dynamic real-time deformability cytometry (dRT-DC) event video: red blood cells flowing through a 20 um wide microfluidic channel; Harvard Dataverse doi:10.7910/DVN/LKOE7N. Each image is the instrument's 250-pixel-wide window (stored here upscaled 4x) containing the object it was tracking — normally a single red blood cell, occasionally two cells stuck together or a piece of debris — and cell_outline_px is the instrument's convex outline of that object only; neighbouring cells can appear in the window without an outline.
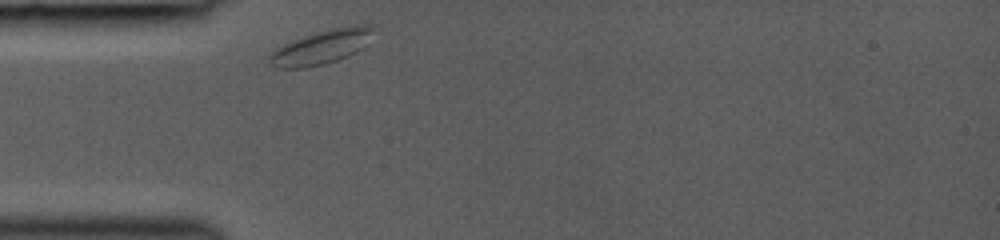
{"species": "common noctule bat (a hibernating species)", "species_latin": "Nyctalus noctula", "temperature_condition": "room temperature", "stored_images_in_passage": 39, "camera_frame_rate_fps": 3000, "um_per_image_px": 0.085, "animal": {"sex": "female", "body_mass_g": 19.0, "forearm_length_mm": 53.3}, "frame": {"image": 1, "passage_image": 1, "time_ms": 0.0, "image_size_px": [1000, 240], "cell_outline_px": [[376, 28], [368, 44], [364, 48], [348, 56], [324, 64], [304, 68], [276, 68], [268, 60], [268, 56], [276, 48], [292, 40], [328, 28], [348, 24], [364, 24]], "centroid_in_image_um": [27.39, 3.97], "position_along_channel_um": 57.6, "area_um2": 21.1}}
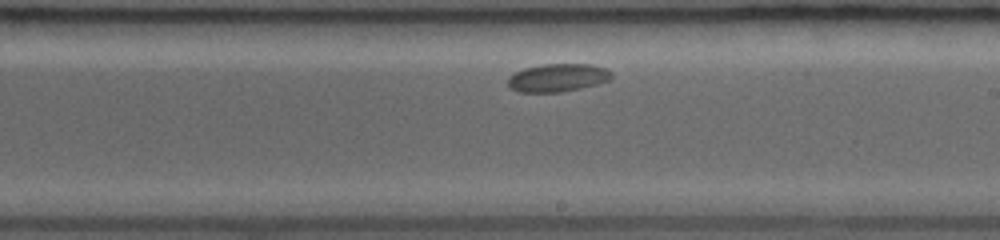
{"frame": {"image": 2, "passage_image": 19, "time_ms": 5.0, "image_size_px": [1000, 240], "cell_outline_px": [[612, 76], [608, 80], [596, 84], [580, 88], [560, 92], [516, 92], [508, 84], [508, 76], [524, 68], [544, 64], [592, 64], [604, 68], [612, 72]], "centroid_in_image_um": [47.38, 6.6], "position_along_channel_um": 241.6, "area_um2": 16.82}}
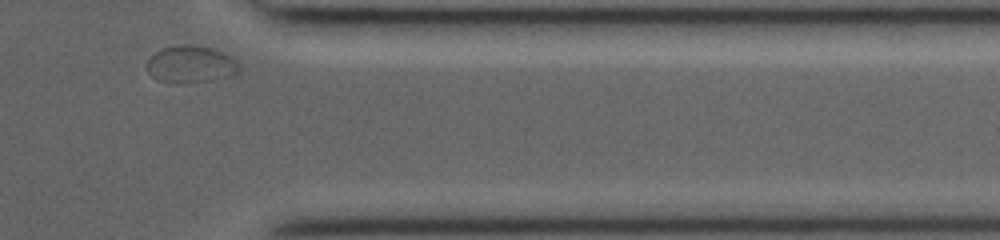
{"frame": {"image": 3, "passage_image": 39, "time_ms": 9.0, "image_size_px": [1000, 240], "cell_outline_px": [[240, 72], [232, 76], [212, 80], [156, 80], [148, 72], [148, 60], [156, 52], [164, 48], [180, 44], [192, 44], [212, 48], [236, 60], [240, 68]], "centroid_in_image_um": [16.26, 5.42], "position_along_channel_um": 395.1, "area_um2": 19.19}}